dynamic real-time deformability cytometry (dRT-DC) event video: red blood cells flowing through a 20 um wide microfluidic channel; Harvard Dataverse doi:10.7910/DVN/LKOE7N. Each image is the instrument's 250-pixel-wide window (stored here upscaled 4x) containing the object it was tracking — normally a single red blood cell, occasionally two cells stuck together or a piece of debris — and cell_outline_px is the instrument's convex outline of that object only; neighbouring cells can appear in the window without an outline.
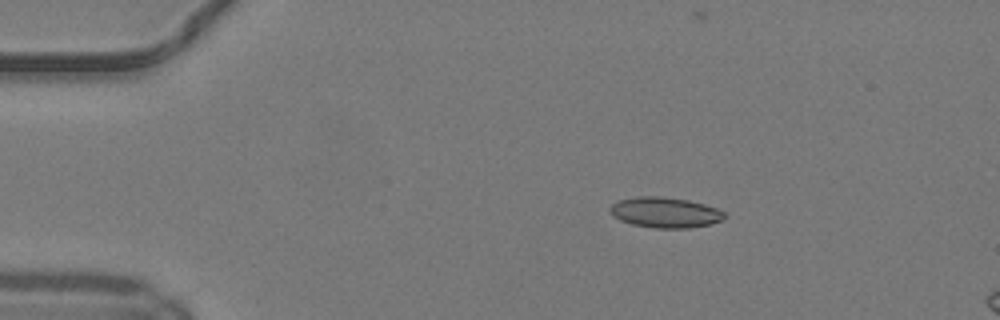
{"species": "common noctule bat (a hibernating species)", "species_latin": "Nyctalus noctula", "temperature_condition": "warm", "stored_images_in_passage": 13, "camera_frame_rate_fps": 3000, "um_per_image_px": 0.085, "animal": {"sex": "male", "body_mass_g": 19.2, "forearm_length_mm": 51.8}, "frame": {"image": 1, "passage_image": 8, "time_ms": 2.333, "image_size_px": [1000, 320], "cell_outline_px": [[728, 216], [724, 220], [712, 224], [688, 228], [652, 228], [632, 224], [620, 220], [612, 216], [608, 208], [616, 200], [636, 196], [660, 196], [688, 200], [704, 204], [716, 208], [724, 212]], "centroid_in_image_um": [56.52, 18.06], "position_along_channel_um": 28.5, "area_um2": 20.69}}